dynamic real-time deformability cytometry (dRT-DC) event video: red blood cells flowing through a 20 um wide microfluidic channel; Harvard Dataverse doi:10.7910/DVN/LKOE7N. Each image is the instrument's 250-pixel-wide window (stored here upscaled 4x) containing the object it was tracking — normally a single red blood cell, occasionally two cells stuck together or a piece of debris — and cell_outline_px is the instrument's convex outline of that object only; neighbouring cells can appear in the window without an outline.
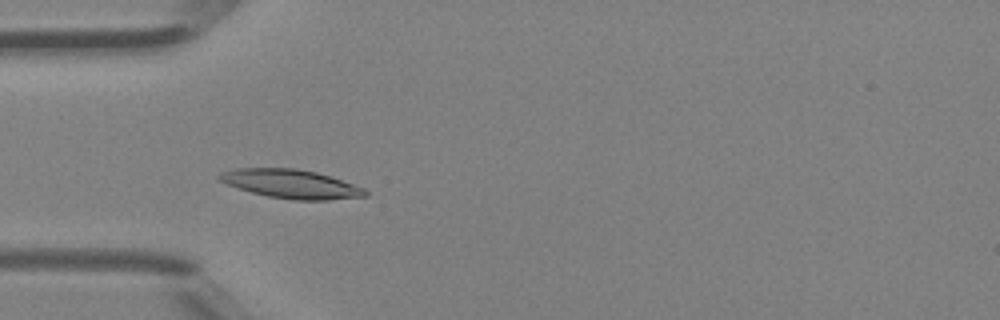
{"species": "Egyptian fruit bat (a non-hibernating species)", "species_latin": "Rousettus aegyptiacus", "temperature_condition": "room temperature", "stored_images_in_passage": 5, "camera_frame_rate_fps": 3000, "um_per_image_px": 0.085, "animal": {"sex": "female"}, "frame": {"image": 1, "passage_image": 3, "time_ms": 0.667, "image_size_px": [1000, 320], "cell_outline_px": [[368, 196], [328, 200], [292, 200], [268, 196], [252, 192], [216, 180], [216, 176], [220, 172], [236, 168], [296, 168], [316, 172], [364, 188], [368, 192]], "centroid_in_image_um": [24.7, 15.63], "position_along_channel_um": 60.3, "area_um2": 24.39}}
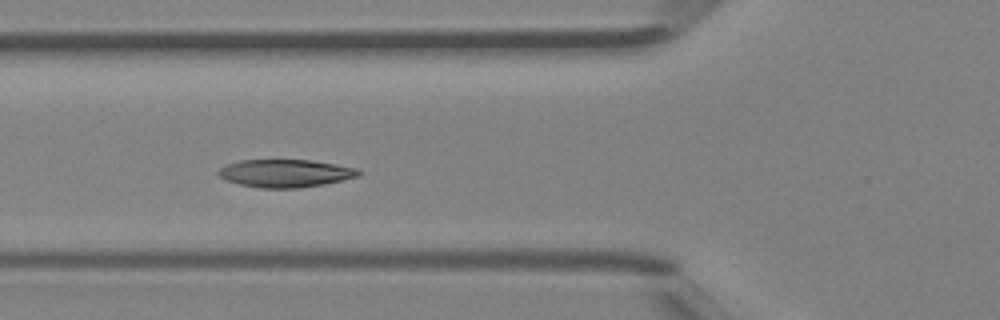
{"frame": {"image": 2, "passage_image": 4, "time_ms": 1.0, "image_size_px": [1000, 320], "cell_outline_px": [[360, 176], [324, 184], [300, 188], [260, 188], [240, 184], [228, 180], [220, 176], [216, 172], [220, 168], [228, 164], [240, 160], [312, 160], [336, 164], [356, 168], [360, 172]], "centroid_in_image_um": [24.27, 14.73], "position_along_channel_um": 101.5, "area_um2": 22.6}}
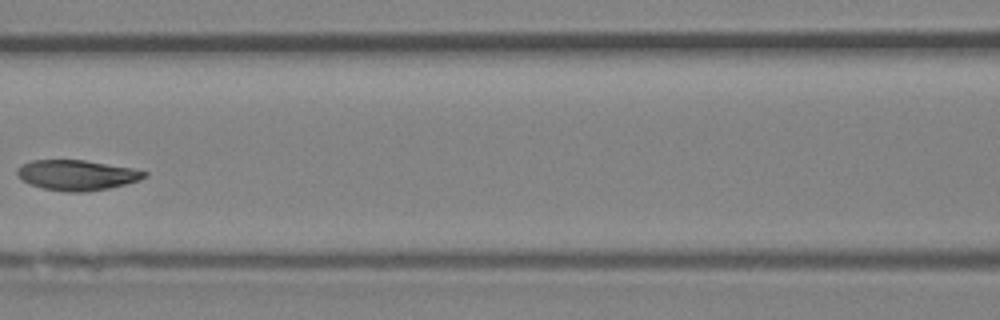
{"frame": {"image": 3, "passage_image": 5, "time_ms": 1.333, "image_size_px": [1000, 320], "cell_outline_px": [[148, 176], [140, 180], [108, 188], [88, 192], [64, 192], [44, 188], [32, 184], [24, 180], [16, 172], [16, 168], [32, 160], [84, 160], [132, 168], [148, 172]], "centroid_in_image_um": [6.57, 14.88], "position_along_channel_um": 160.0, "area_um2": 22.25}}